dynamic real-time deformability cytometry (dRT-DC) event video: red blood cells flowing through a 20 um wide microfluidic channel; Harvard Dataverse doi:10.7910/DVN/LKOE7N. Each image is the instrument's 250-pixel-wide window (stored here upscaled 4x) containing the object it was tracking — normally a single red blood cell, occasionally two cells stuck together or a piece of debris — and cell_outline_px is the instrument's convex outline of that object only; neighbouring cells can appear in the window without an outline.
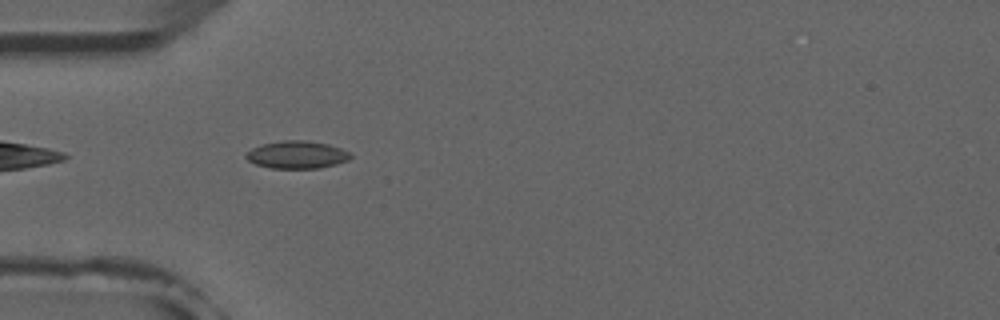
{"species": "common noctule bat (a hibernating species)", "species_latin": "Nyctalus noctula", "temperature_condition": "room temperature", "stored_images_in_passage": 3, "camera_frame_rate_fps": 3000, "um_per_image_px": 0.085, "animal": {"sex": "male", "forearm_length_mm": 52.5}, "frame": {"image": 1, "passage_image": 1, "time_ms": 0.0, "image_size_px": [1000, 320], "cell_outline_px": [[352, 156], [348, 160], [336, 164], [320, 168], [272, 168], [256, 164], [248, 160], [244, 156], [252, 148], [260, 144], [284, 140], [304, 140], [328, 144], [352, 152]], "centroid_in_image_um": [25.26, 13.15], "position_along_channel_um": 59.7, "area_um2": 16.82}}
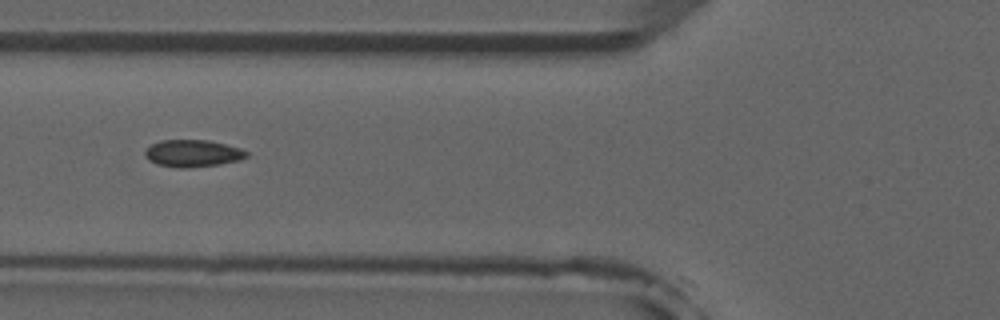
{"frame": {"image": 2, "passage_image": 2, "time_ms": 1.333, "image_size_px": [1000, 320], "cell_outline_px": [[248, 156], [240, 160], [220, 164], [188, 168], [176, 168], [156, 164], [148, 160], [144, 152], [144, 148], [160, 140], [208, 140], [240, 148], [248, 152]], "centroid_in_image_um": [16.35, 13.04], "position_along_channel_um": 109.5, "area_um2": 16.18}}
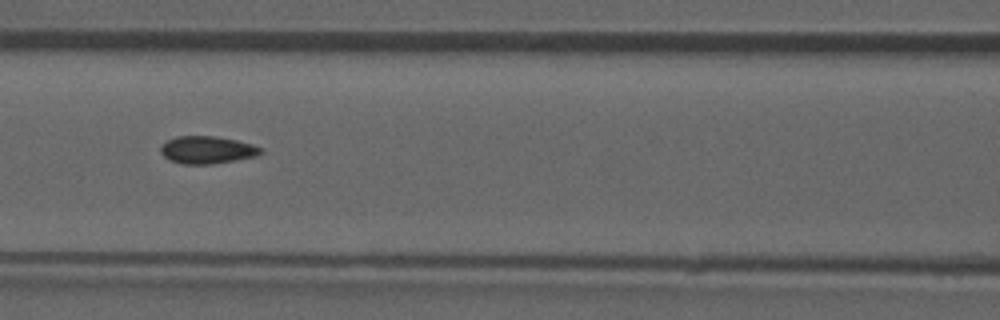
{"frame": {"image": 3, "passage_image": 3, "time_ms": 2.333, "image_size_px": [1000, 320], "cell_outline_px": [[264, 152], [256, 156], [212, 164], [184, 164], [168, 160], [160, 152], [160, 148], [168, 140], [176, 136], [216, 136], [236, 140], [252, 144], [264, 148]], "centroid_in_image_um": [17.63, 12.74], "position_along_channel_um": 149.0, "area_um2": 16.07}}